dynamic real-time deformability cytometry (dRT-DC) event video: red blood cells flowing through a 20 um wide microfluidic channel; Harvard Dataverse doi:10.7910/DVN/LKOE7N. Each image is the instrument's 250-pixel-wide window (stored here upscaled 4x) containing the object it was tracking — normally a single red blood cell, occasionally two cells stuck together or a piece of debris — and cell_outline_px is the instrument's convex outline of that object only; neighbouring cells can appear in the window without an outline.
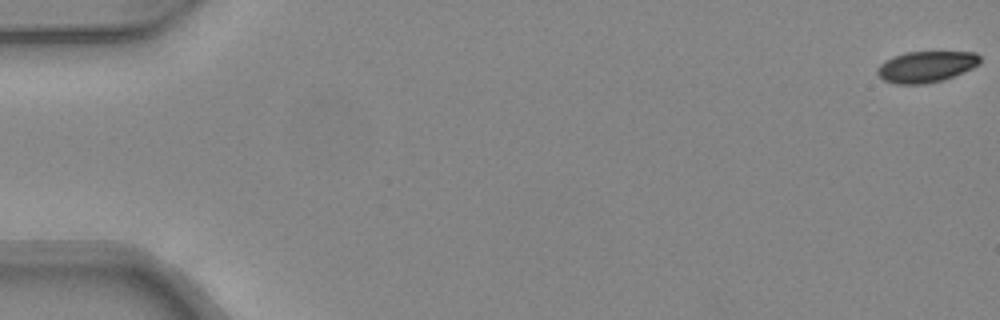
{"species": "common noctule bat (a hibernating species)", "species_latin": "Nyctalus noctula", "temperature_condition": "warm", "stored_images_in_passage": 49, "camera_frame_rate_fps": 3000, "um_per_image_px": 0.085, "animal": {"sex": "female", "body_mass_g": 24.6, "forearm_length_mm": 56.2}, "frame": {"image": 1, "passage_image": 1, "time_ms": 0.0, "image_size_px": [1000, 320], "cell_outline_px": [[980, 64], [972, 68], [944, 80], [924, 84], [896, 84], [884, 80], [876, 72], [876, 68], [884, 60], [892, 56], [908, 52], [976, 52], [980, 56]], "centroid_in_image_um": [78.71, 5.67], "position_along_channel_um": 6.3, "area_um2": 18.73}}
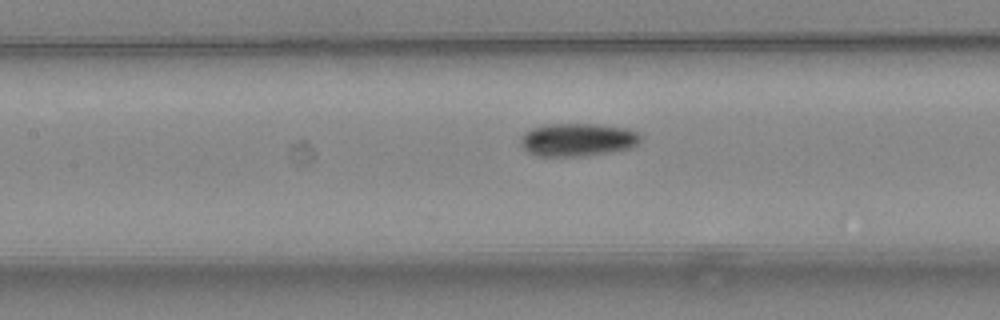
{"frame": {"image": 2, "passage_image": 23, "time_ms": 7.333, "image_size_px": [1000, 320], "cell_outline_px": [[644, 136], [640, 144], [632, 148], [612, 152], [588, 156], [536, 156], [528, 152], [520, 144], [520, 140], [524, 132], [532, 128], [544, 124], [596, 124], [628, 128], [640, 132]], "centroid_in_image_um": [49.17, 11.88], "position_along_channel_um": 158.2, "area_um2": 23.7}}
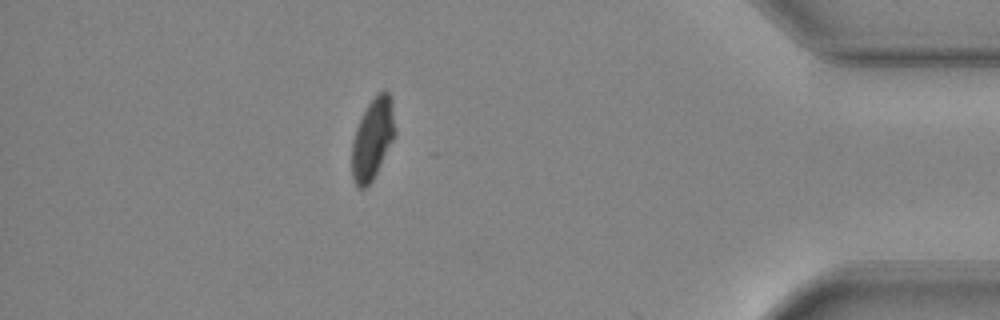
{"frame": {"image": 3, "passage_image": 43, "time_ms": 14.0, "image_size_px": [1000, 320], "cell_outline_px": [[396, 132], [372, 180], [364, 188], [360, 188], [352, 180], [352, 140], [356, 128], [368, 104], [380, 92], [388, 92], [392, 96]], "centroid_in_image_um": [31.67, 11.78], "position_along_channel_um": 403.5, "area_um2": 20.0}}